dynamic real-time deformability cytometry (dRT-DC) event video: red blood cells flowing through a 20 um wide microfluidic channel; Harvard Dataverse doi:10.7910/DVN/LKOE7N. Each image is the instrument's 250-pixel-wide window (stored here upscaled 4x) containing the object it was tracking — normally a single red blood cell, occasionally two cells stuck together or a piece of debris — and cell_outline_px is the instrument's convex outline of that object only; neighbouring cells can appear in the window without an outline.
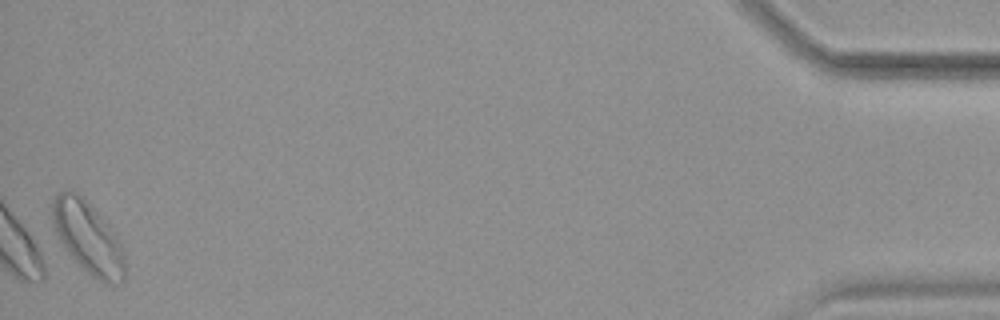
{"species": "common noctule bat (a hibernating species)", "species_latin": "Nyctalus noctula", "temperature_condition": "warm", "stored_images_in_passage": 47, "camera_frame_rate_fps": 3000, "um_per_image_px": 0.085, "animal": {"sex": "female", "body_mass_g": 19.9}, "frame": {"image": 1, "passage_image": 47, "time_ms": 15.333, "image_size_px": [1000, 320], "cell_outline_px": [[128, 264], [124, 276], [120, 284], [104, 284], [92, 276], [68, 252], [56, 236], [52, 224], [52, 200], [56, 192], [76, 192], [108, 224], [120, 240], [124, 248]], "centroid_in_image_um": [7.52, 20.25], "position_along_channel_um": 427.7, "area_um2": 30.52}, "authors_computed_cell_mechanics": {"area_um2": 21.4438, "velocity_mm_per_s": 3.8972, "shape_relaxation_time_tau1_ms": null, "shape_relaxation_time_tau2_ms": 8.3592, "deformation_change_tau1": null, "deformation_change_tau2": 0.1321}}